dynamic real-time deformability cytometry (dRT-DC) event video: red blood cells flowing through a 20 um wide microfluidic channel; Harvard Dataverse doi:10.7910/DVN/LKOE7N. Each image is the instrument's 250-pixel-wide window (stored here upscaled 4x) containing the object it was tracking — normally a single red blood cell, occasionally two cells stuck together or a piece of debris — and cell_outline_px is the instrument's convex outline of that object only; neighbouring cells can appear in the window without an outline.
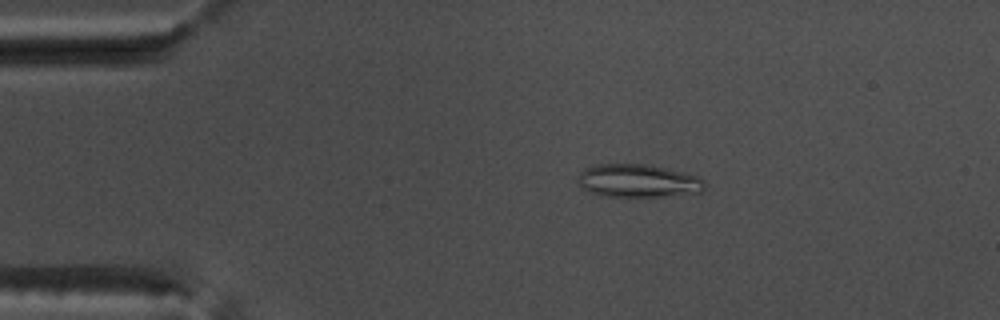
{"species": "common noctule bat (a hibernating species)", "species_latin": "Nyctalus noctula", "temperature_condition": "warm", "stored_images_in_passage": 52, "camera_frame_rate_fps": 3000, "um_per_image_px": 0.085, "animal": {"sex": "male", "body_mass_g": 17.5, "forearm_length_mm": 52.3}, "frame": {"image": 1, "passage_image": 9, "time_ms": 2.667, "image_size_px": [1000, 320], "cell_outline_px": [[704, 188], [700, 192], [664, 196], [600, 196], [588, 192], [580, 188], [580, 172], [584, 168], [596, 164], [648, 164], [668, 168], [696, 176], [704, 180]], "centroid_in_image_um": [54.2, 15.36], "position_along_channel_um": 30.8, "area_um2": 24.39}}
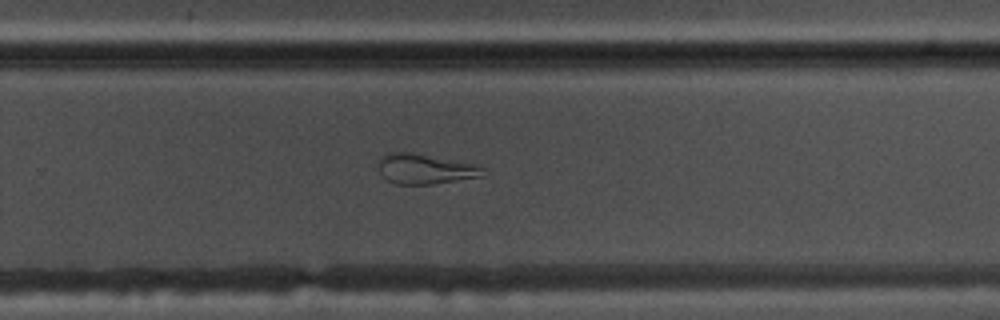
{"frame": {"image": 2, "passage_image": 34, "time_ms": 11.0, "image_size_px": [1000, 320], "cell_outline_px": [[480, 176], [432, 184], [396, 184], [388, 180], [380, 172], [380, 160], [388, 152], [408, 152], [472, 164], [480, 168]], "centroid_in_image_um": [36.04, 14.37], "position_along_channel_um": 293.8, "area_um2": 17.34}}
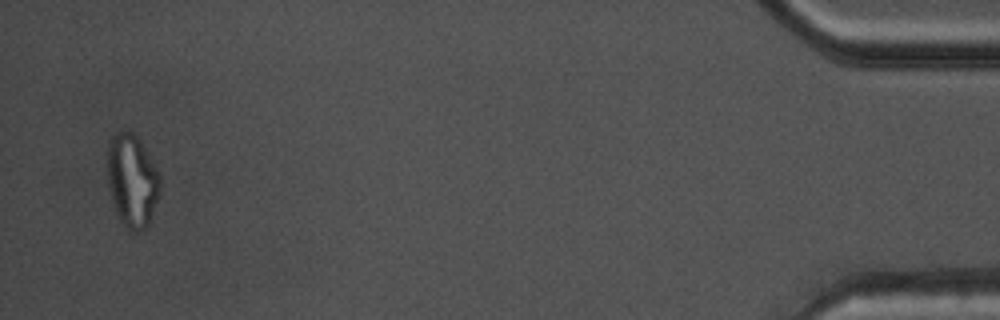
{"frame": {"image": 3, "passage_image": 51, "time_ms": 16.667, "image_size_px": [1000, 320], "cell_outline_px": [[160, 196], [148, 224], [140, 232], [132, 232], [120, 220], [116, 212], [112, 200], [108, 184], [108, 144], [112, 136], [116, 132], [124, 128], [132, 132], [140, 140], [156, 168], [160, 176]], "centroid_in_image_um": [11.24, 15.34], "position_along_channel_um": 424.0, "area_um2": 28.55}, "authors_computed_cell_mechanics": {"area_um2": 24.0159, "velocity_mm_per_s": 3.7812, "shape_relaxation_time_tau1_ms": null, "shape_relaxation_time_tau2_ms": 2.3384, "deformation_change_tau1": null, "deformation_change_tau2": 0.1059}}